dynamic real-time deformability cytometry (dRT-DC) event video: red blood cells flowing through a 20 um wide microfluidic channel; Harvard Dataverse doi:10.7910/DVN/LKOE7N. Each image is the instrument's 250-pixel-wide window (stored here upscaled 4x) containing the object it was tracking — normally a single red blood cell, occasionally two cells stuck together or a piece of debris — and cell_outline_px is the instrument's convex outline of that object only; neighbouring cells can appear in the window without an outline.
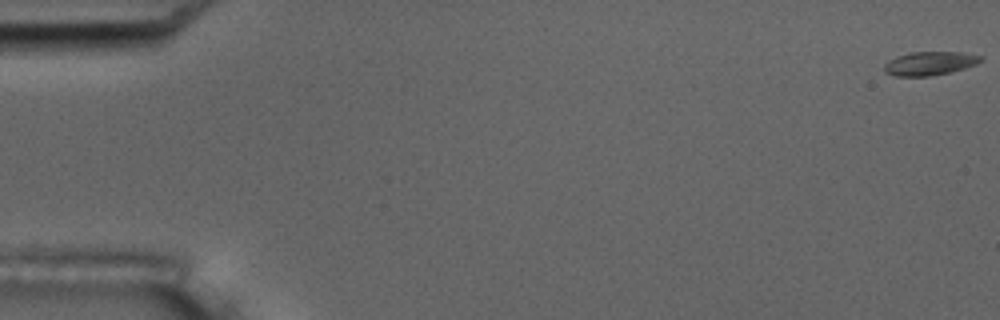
{"species": "common noctule bat (a hibernating species)", "species_latin": "Nyctalus noctula", "temperature_condition": "room temperature", "stored_images_in_passage": 55, "camera_frame_rate_fps": 3000, "um_per_image_px": 0.085, "animal": {"sex": "male", "body_mass_g": 17.5, "forearm_length_mm": 52.3}, "frame": {"image": 1, "passage_image": 1, "time_ms": 0.0, "image_size_px": [1000, 320], "cell_outline_px": [[984, 60], [976, 64], [964, 68], [948, 72], [928, 76], [892, 76], [884, 72], [884, 64], [896, 56], [912, 52], [960, 52], [984, 56]], "centroid_in_image_um": [79.02, 5.38], "position_along_channel_um": 6.0, "area_um2": 13.29}}
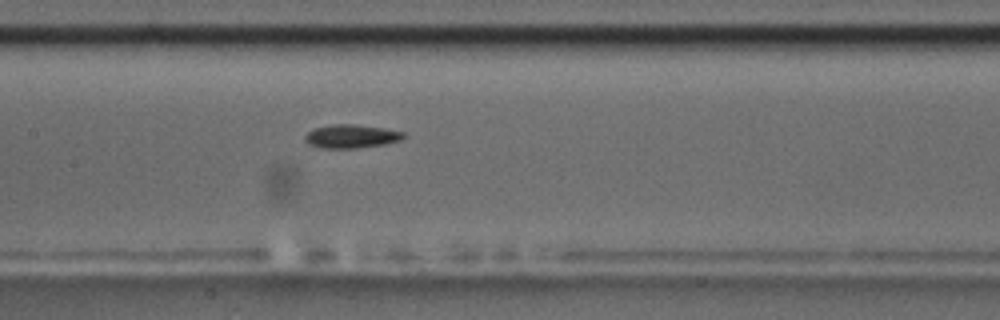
{"frame": {"image": 2, "passage_image": 27, "time_ms": 8.667, "image_size_px": [1000, 320], "cell_outline_px": [[408, 136], [400, 140], [384, 144], [356, 148], [324, 148], [308, 144], [304, 140], [304, 136], [312, 128], [332, 124], [352, 124], [384, 128], [404, 132]], "centroid_in_image_um": [29.85, 11.58], "position_along_channel_um": 177.6, "area_um2": 13.58}}
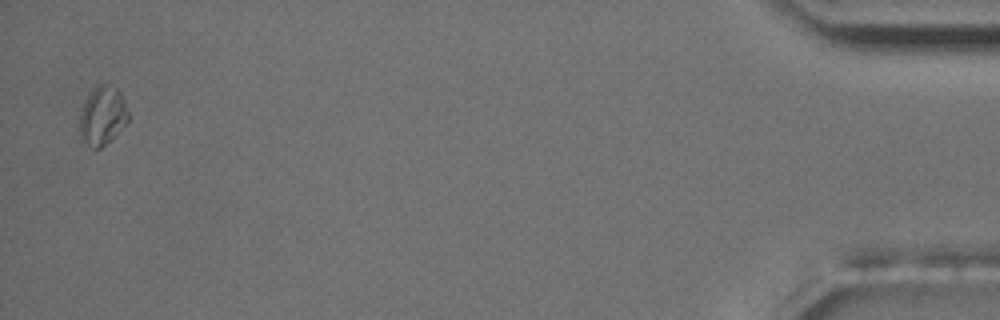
{"frame": {"image": 3, "passage_image": 54, "time_ms": 17.667, "image_size_px": [1000, 320], "cell_outline_px": [[128, 120], [100, 148], [92, 148], [80, 136], [80, 116], [84, 104], [88, 96], [100, 84], [104, 84], [116, 88], [120, 92], [124, 100], [128, 112]], "centroid_in_image_um": [8.71, 9.82], "position_along_channel_um": 426.5, "area_um2": 15.78}, "authors_computed_cell_mechanics": {"area_um2": 13.294, "velocity_mm_per_s": 3.7409, "shape_relaxation_time_tau1_ms": 2.2477, "shape_relaxation_time_tau2_ms": null, "deformation_change_tau1": 0.0785, "deformation_change_tau2": null}}